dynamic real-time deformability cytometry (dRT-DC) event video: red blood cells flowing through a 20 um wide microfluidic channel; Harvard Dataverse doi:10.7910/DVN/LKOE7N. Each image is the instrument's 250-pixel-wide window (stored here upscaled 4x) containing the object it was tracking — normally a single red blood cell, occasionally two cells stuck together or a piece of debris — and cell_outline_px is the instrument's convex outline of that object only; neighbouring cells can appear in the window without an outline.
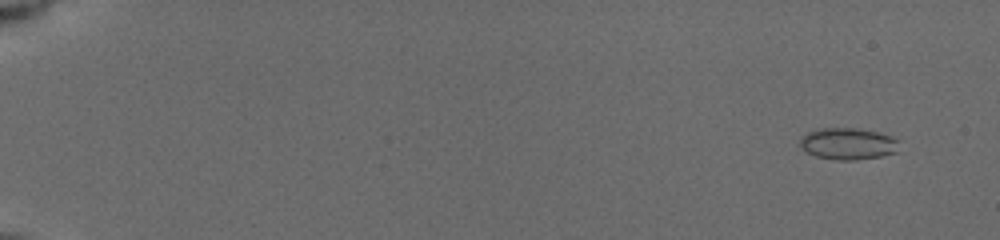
{"species": "common noctule bat (a hibernating species)", "species_latin": "Nyctalus noctula", "temperature_condition": "cold", "stored_images_in_passage": 112, "camera_frame_rate_fps": 3000, "um_per_image_px": 0.085, "animal": {"sex": "female", "body_mass_g": 19.5, "forearm_length_mm": 54.1}, "frame": {"image": 1, "passage_image": 2, "time_ms": 0.333, "image_size_px": [1000, 240], "cell_outline_px": [[900, 140], [896, 152], [880, 156], [856, 160], [836, 160], [816, 156], [808, 152], [800, 144], [800, 140], [808, 132], [820, 128], [856, 128], [876, 132]], "centroid_in_image_um": [72.09, 12.22], "position_along_channel_um": 12.9, "area_um2": 18.03}}
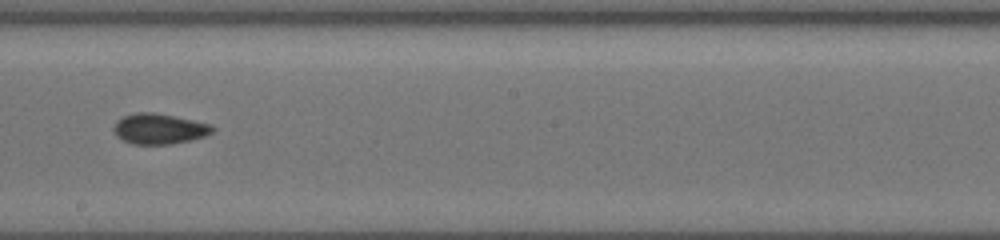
{"frame": {"image": 2, "passage_image": 72, "time_ms": 10.333, "image_size_px": [1000, 240], "cell_outline_px": [[216, 128], [212, 132], [204, 136], [188, 140], [168, 144], [132, 144], [116, 136], [112, 128], [116, 120], [124, 116], [136, 112], [152, 112], [212, 124]], "centroid_in_image_um": [13.5, 10.94], "position_along_channel_um": 234.7, "area_um2": 17.4}}
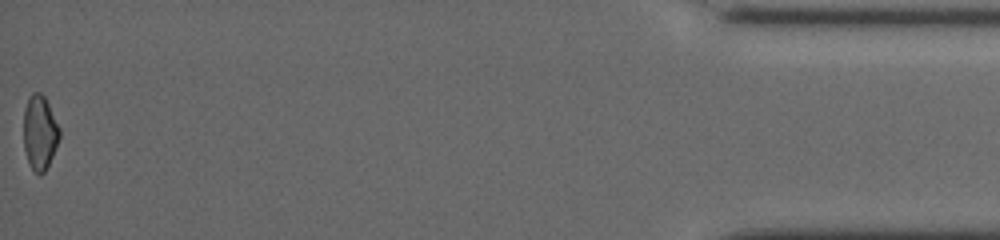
{"frame": {"image": 3, "passage_image": 110, "time_ms": 17.333, "image_size_px": [1000, 240], "cell_outline_px": [[60, 136], [56, 148], [44, 172], [40, 176], [28, 164], [24, 148], [24, 108], [28, 96], [32, 92], [40, 92], [44, 96], [60, 128]], "centroid_in_image_um": [3.37, 11.25], "position_along_channel_um": 431.8, "area_um2": 15.61}, "authors_computed_cell_mechanics": {"area_um2": 17.051, "velocity_mm_per_s": 3.9534, "shape_relaxation_time_tau1_ms": null, "shape_relaxation_time_tau2_ms": 3.5532, "deformation_change_tau1": null, "deformation_change_tau2": 0.0619}}